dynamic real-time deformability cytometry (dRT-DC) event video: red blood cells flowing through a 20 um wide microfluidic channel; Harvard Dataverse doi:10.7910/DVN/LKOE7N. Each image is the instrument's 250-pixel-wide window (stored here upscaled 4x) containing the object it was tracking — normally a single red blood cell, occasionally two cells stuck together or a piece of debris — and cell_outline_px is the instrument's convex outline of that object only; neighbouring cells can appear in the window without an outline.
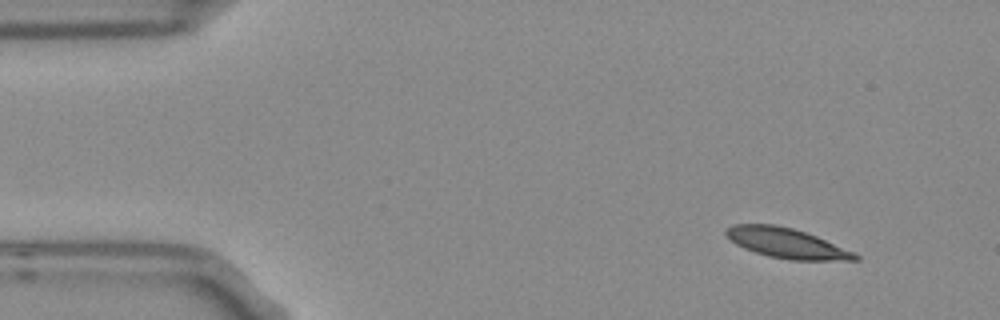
{"species": "Egyptian fruit bat (a non-hibernating species)", "species_latin": "Rousettus aegyptiacus", "temperature_condition": "room temperature", "stored_images_in_passage": 6, "camera_frame_rate_fps": 3000, "um_per_image_px": 0.085, "frame": {"image": 1, "passage_image": 1, "time_ms": 0.0, "image_size_px": [1000, 320], "cell_outline_px": [[860, 260], [792, 260], [768, 256], [744, 248], [736, 244], [724, 236], [724, 228], [732, 224], [776, 224], [792, 228], [816, 236], [856, 252], [860, 256]], "centroid_in_image_um": [66.84, 20.66], "position_along_channel_um": 18.2, "area_um2": 22.72}}
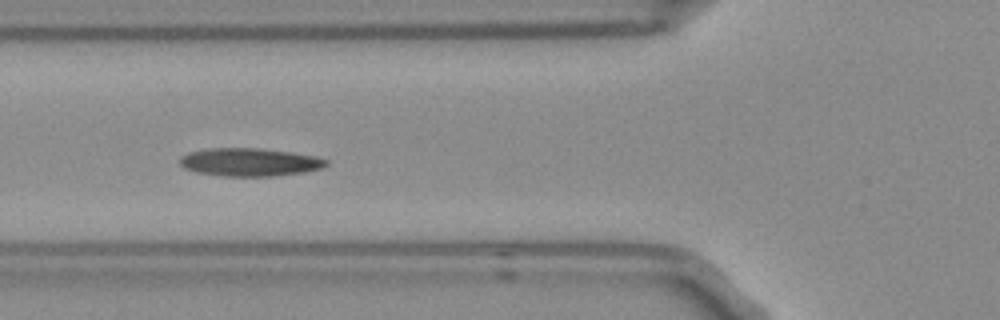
{"frame": {"image": 2, "passage_image": 5, "time_ms": 1.333, "image_size_px": [1000, 320], "cell_outline_px": [[328, 164], [324, 168], [304, 172], [276, 176], [220, 176], [196, 172], [184, 168], [180, 164], [180, 156], [188, 152], [208, 148], [260, 148], [292, 152], [316, 156], [328, 160]], "centroid_in_image_um": [21.23, 13.78], "position_along_channel_um": 104.6, "area_um2": 24.22}}